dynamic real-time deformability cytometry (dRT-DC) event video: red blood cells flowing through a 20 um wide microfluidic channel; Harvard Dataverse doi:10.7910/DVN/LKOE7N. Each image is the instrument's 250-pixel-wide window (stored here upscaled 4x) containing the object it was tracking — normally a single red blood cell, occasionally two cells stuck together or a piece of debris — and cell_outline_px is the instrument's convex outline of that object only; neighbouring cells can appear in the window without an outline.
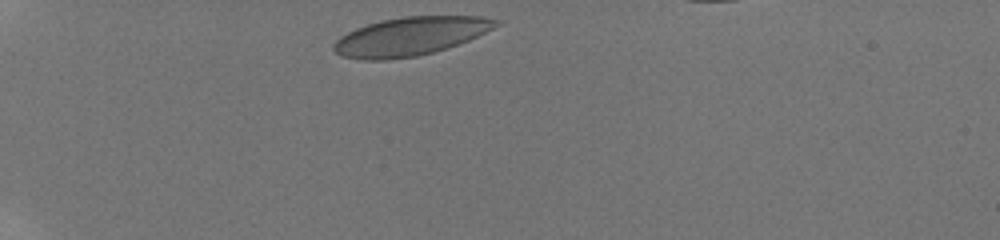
{"species": "human", "species_latin": "Homo sapiens", "temperature_condition": "room temperature", "stored_images_in_passage": 37, "camera_frame_rate_fps": 3000, "um_per_image_px": 0.085, "donor": {"sex": "male"}, "frame": {"image": 1, "passage_image": 1, "time_ms": 0.0, "image_size_px": [1000, 240], "cell_outline_px": [[500, 24], [468, 40], [432, 52], [416, 56], [388, 60], [360, 60], [344, 56], [336, 52], [332, 48], [332, 44], [340, 36], [356, 28], [380, 20], [404, 16], [484, 16], [500, 20]], "centroid_in_image_um": [34.84, 3.08], "position_along_channel_um": 50.2, "area_um2": 36.13}}
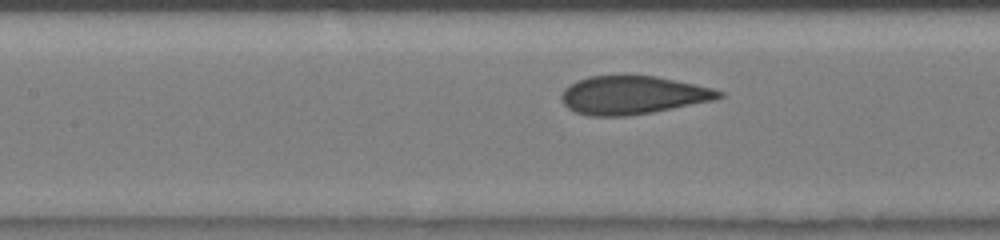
{"frame": {"image": 2, "passage_image": 14, "time_ms": 3.667, "image_size_px": [1000, 240], "cell_outline_px": [[724, 96], [712, 100], [652, 112], [628, 116], [588, 116], [576, 112], [568, 108], [564, 104], [560, 96], [564, 88], [576, 80], [588, 76], [656, 76], [712, 88], [724, 92]], "centroid_in_image_um": [53.73, 8.09], "position_along_channel_um": 153.7, "area_um2": 34.91}}
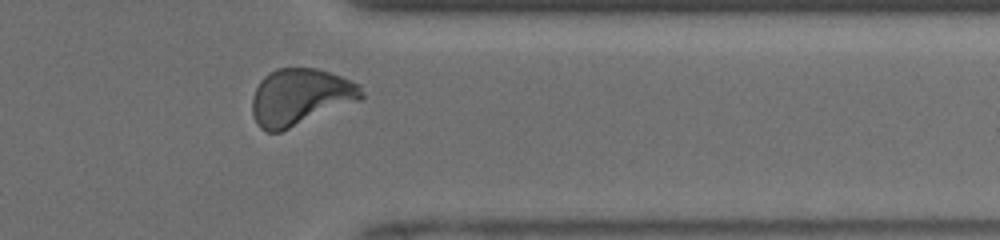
{"frame": {"image": 3, "passage_image": 33, "time_ms": 9.333, "image_size_px": [1000, 240], "cell_outline_px": [[364, 96], [360, 100], [280, 132], [264, 132], [256, 124], [252, 112], [252, 96], [260, 80], [268, 72], [276, 68], [316, 68], [340, 76], [360, 84], [364, 92]], "centroid_in_image_um": [25.5, 8.24], "position_along_channel_um": 385.9, "area_um2": 36.18}, "authors_computed_cell_mechanics": {"area_um2": 34.9112, "velocity_mm_per_s": 4.1211, "shape_relaxation_time_tau1_ms": 4.9044, "shape_relaxation_time_tau2_ms": null, "deformation_change_tau1": 0.1551, "deformation_change_tau2": null}}